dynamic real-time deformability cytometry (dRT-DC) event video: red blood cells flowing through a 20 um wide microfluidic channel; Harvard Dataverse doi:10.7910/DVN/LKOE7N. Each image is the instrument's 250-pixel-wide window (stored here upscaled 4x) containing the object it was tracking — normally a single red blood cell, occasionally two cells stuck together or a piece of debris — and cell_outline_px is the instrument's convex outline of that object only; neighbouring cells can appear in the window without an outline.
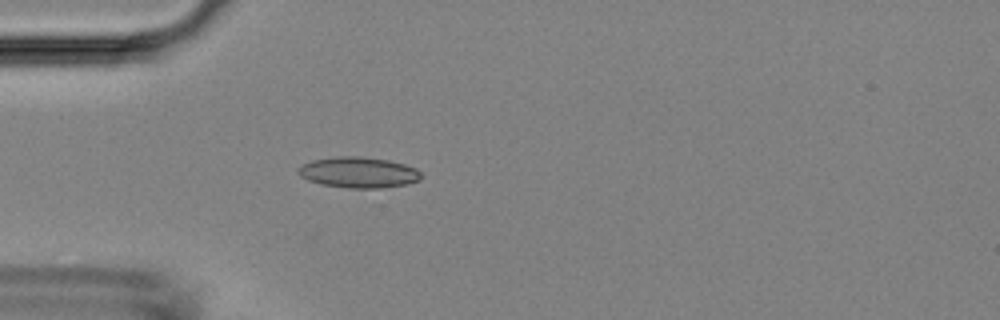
{"species": "Egyptian fruit bat (a non-hibernating species)", "species_latin": "Rousettus aegyptiacus", "temperature_condition": "room temperature", "stored_images_in_passage": 1, "camera_frame_rate_fps": 3000, "um_per_image_px": 0.085, "animal": {"sex": "female"}, "frame": {"image": 1, "passage_image": 1, "time_ms": 0.0, "image_size_px": [1000, 320], "cell_outline_px": [[420, 180], [408, 184], [380, 188], [348, 188], [320, 184], [308, 180], [300, 176], [296, 172], [296, 168], [300, 164], [312, 160], [336, 156], [360, 156], [388, 160], [404, 164], [416, 168], [420, 172]], "centroid_in_image_um": [30.42, 14.65], "position_along_channel_um": 54.6, "area_um2": 22.31}}